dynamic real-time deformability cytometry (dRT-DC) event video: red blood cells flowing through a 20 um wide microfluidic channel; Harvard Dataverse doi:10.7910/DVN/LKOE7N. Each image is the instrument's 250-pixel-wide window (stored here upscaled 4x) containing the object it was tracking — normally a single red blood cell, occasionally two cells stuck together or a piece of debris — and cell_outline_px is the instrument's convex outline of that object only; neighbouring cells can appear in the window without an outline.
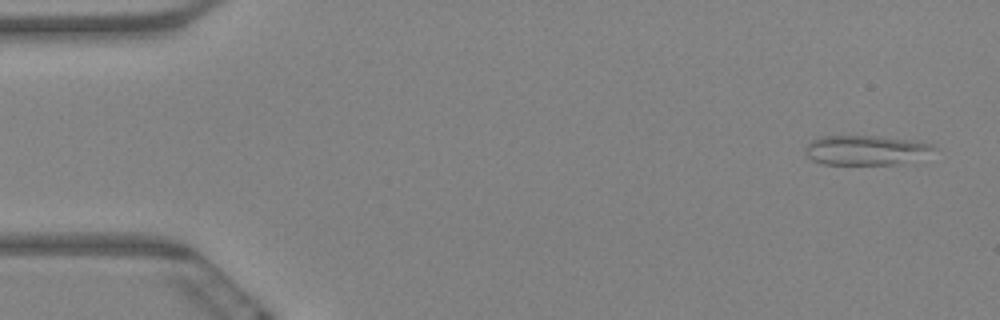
{"species": "Egyptian fruit bat (a non-hibernating species)", "species_latin": "Rousettus aegyptiacus", "temperature_condition": "warm", "stored_images_in_passage": 6, "camera_frame_rate_fps": 3000, "um_per_image_px": 0.085, "animal": {"sex": "female"}, "frame": {"image": 1, "passage_image": 1, "time_ms": 0.0, "image_size_px": [1000, 320], "cell_outline_px": [[936, 148], [900, 164], [824, 164], [812, 160], [804, 152], [804, 148], [812, 140], [820, 136], [876, 136], [912, 140], [932, 144]], "centroid_in_image_um": [73.49, 12.75], "position_along_channel_um": 11.5, "area_um2": 21.73}}